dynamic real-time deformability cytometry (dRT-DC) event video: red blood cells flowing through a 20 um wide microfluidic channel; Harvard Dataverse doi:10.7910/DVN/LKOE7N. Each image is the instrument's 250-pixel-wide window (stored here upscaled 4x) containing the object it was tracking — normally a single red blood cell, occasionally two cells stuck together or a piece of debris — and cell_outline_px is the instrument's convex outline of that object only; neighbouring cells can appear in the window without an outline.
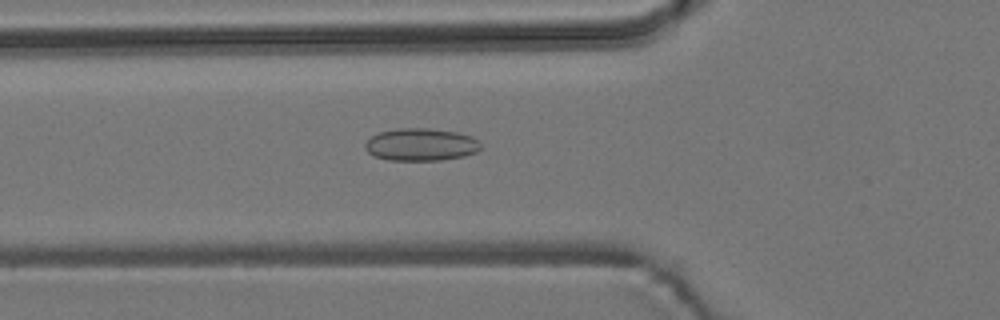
{"species": "common noctule bat (a hibernating species)", "species_latin": "Nyctalus noctula", "temperature_condition": "room temperature", "stored_images_in_passage": 43, "camera_frame_rate_fps": 3000, "um_per_image_px": 0.085, "animal": {"sex": "male", "body_mass_g": 19.2, "forearm_length_mm": 51.8}, "frame": {"image": 1, "passage_image": 8, "time_ms": 2.333, "image_size_px": [1000, 320], "cell_outline_px": [[480, 148], [476, 152], [464, 156], [440, 160], [388, 160], [372, 156], [364, 148], [364, 144], [372, 136], [380, 132], [396, 128], [428, 128], [456, 132], [472, 136], [480, 144]], "centroid_in_image_um": [35.74, 12.29], "position_along_channel_um": 90.1, "area_um2": 21.91}}
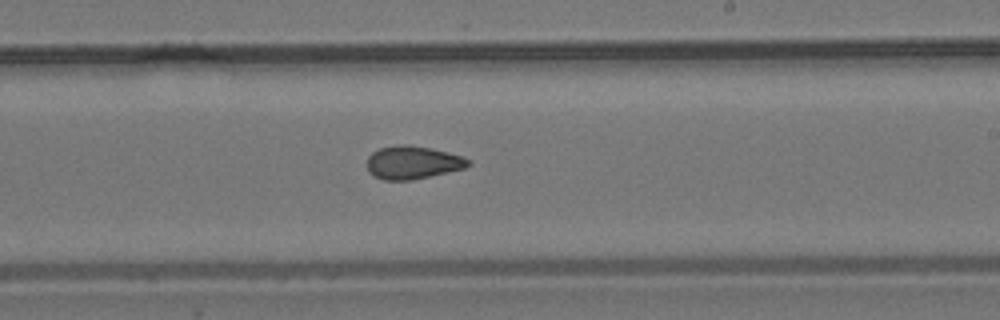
{"frame": {"image": 2, "passage_image": 21, "time_ms": 6.667, "image_size_px": [1000, 320], "cell_outline_px": [[472, 164], [464, 168], [412, 180], [384, 180], [372, 176], [368, 172], [368, 156], [372, 152], [380, 148], [400, 144], [408, 144], [432, 148], [464, 156], [472, 160]], "centroid_in_image_um": [35.09, 13.8], "position_along_channel_um": 253.9, "area_um2": 19.71}}
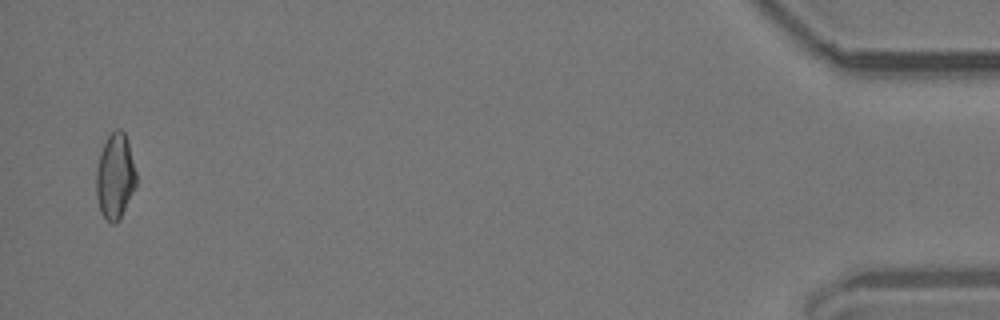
{"frame": {"image": 3, "passage_image": 42, "time_ms": 13.667, "image_size_px": [1000, 320], "cell_outline_px": [[136, 184], [120, 220], [112, 224], [104, 220], [100, 212], [96, 196], [96, 168], [100, 152], [108, 136], [116, 128], [120, 128], [124, 132], [128, 140], [136, 172]], "centroid_in_image_um": [9.77, 15.01], "position_along_channel_um": 425.4, "area_um2": 20.17}, "authors_computed_cell_mechanics": {"area_um2": 19.652, "velocity_mm_per_s": 3.7821, "shape_relaxation_time_tau1_ms": null, "shape_relaxation_time_tau2_ms": 2.3924, "deformation_change_tau1": null, "deformation_change_tau2": 0.0823}}